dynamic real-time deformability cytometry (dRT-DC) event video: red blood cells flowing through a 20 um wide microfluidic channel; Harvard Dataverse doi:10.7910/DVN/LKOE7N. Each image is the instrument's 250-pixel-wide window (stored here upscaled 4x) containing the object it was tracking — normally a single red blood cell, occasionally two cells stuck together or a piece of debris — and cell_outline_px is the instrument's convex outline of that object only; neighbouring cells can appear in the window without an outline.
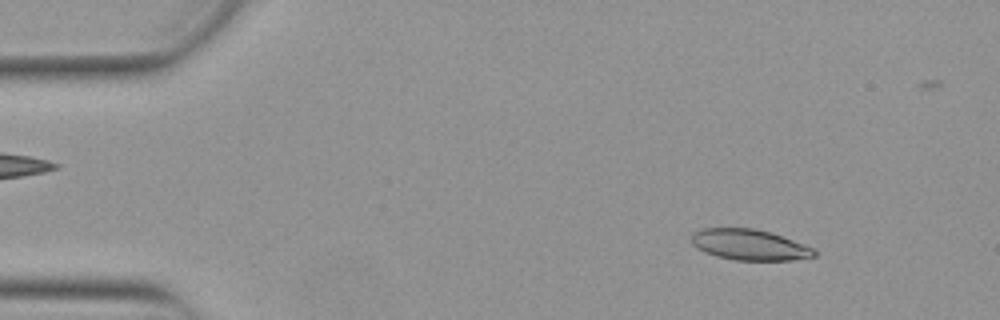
{"species": "Egyptian fruit bat (a non-hibernating species)", "species_latin": "Rousettus aegyptiacus", "temperature_condition": "warm", "stored_images_in_passage": 52, "camera_frame_rate_fps": 3000, "um_per_image_px": 0.085, "animal": {"sex": "female"}, "frame": {"image": 1, "passage_image": 6, "time_ms": 1.667, "image_size_px": [1000, 320], "cell_outline_px": [[816, 256], [792, 260], [736, 260], [716, 256], [704, 252], [696, 248], [692, 244], [692, 232], [704, 228], [756, 228], [816, 248]], "centroid_in_image_um": [63.69, 20.81], "position_along_channel_um": 21.3, "area_um2": 22.02}}
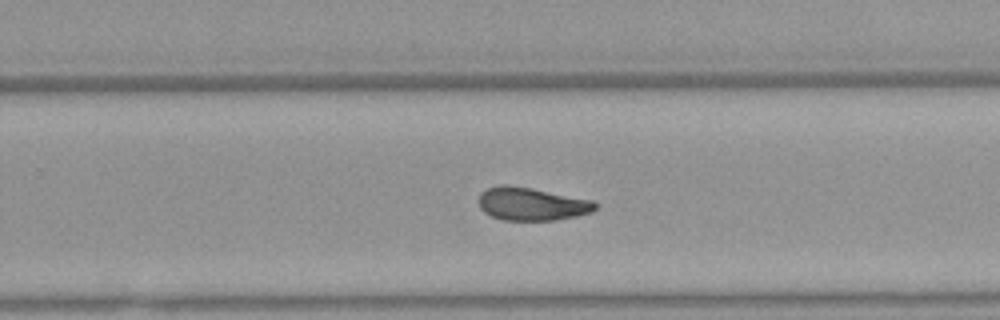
{"frame": {"image": 2, "passage_image": 33, "time_ms": 10.667, "image_size_px": [1000, 320], "cell_outline_px": [[600, 204], [592, 212], [576, 216], [556, 220], [504, 220], [492, 216], [484, 212], [480, 208], [480, 192], [488, 188], [500, 184], [508, 184], [532, 188], [592, 200]], "centroid_in_image_um": [45.21, 17.33], "position_along_channel_um": 284.6, "area_um2": 22.48}}
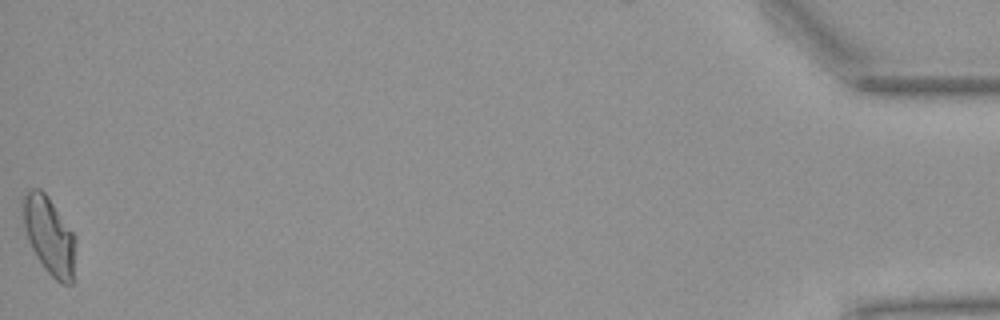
{"frame": {"image": 3, "passage_image": 52, "time_ms": 17.0, "image_size_px": [1000, 320], "cell_outline_px": [[76, 240], [72, 284], [60, 284], [44, 268], [36, 256], [28, 240], [24, 224], [20, 204], [20, 200], [32, 188], [40, 188], [48, 196], [72, 232]], "centroid_in_image_um": [4.16, 20.01], "position_along_channel_um": 431.0, "area_um2": 23.76}, "authors_computed_cell_mechanics": {"area_um2": 22.7154, "velocity_mm_per_s": 3.8841, "shape_relaxation_time_tau1_ms": 10.406, "shape_relaxation_time_tau2_ms": 3.5502, "deformation_change_tau1": 0.2578, "deformation_change_tau2": 0.0959}}